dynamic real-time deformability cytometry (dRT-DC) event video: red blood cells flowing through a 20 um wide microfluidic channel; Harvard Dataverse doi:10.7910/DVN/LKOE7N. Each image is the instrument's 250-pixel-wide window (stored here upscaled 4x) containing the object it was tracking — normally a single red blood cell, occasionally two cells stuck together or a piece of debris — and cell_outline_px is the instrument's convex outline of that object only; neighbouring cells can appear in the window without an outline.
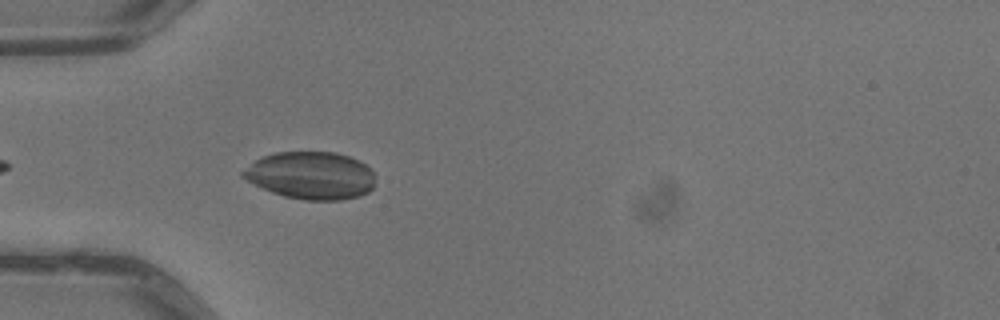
{"species": "common noctule bat (a hibernating species)", "species_latin": "Nyctalus noctula", "temperature_condition": "warm", "stored_images_in_passage": 3, "camera_frame_rate_fps": 3000, "um_per_image_px": 0.085, "animal": {"sex": "male", "body_mass_g": 13.3}, "frame": {"image": 1, "passage_image": 3, "time_ms": 0.667, "image_size_px": [1000, 320], "cell_outline_px": [[376, 176], [372, 188], [368, 192], [360, 196], [340, 200], [304, 200], [284, 196], [272, 192], [240, 176], [240, 172], [256, 160], [264, 156], [276, 152], [336, 152], [348, 156], [364, 164]], "centroid_in_image_um": [26.44, 14.92], "position_along_channel_um": 58.6, "area_um2": 36.41}}